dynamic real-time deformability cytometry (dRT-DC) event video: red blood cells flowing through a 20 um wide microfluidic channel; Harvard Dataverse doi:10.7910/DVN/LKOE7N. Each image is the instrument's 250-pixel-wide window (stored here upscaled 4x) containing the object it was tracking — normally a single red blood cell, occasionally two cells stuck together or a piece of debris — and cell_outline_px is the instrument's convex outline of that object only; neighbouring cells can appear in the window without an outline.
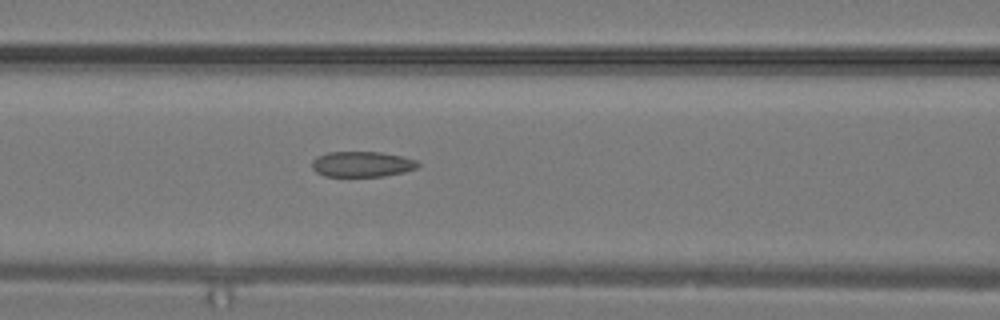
{"species": "common noctule bat (a hibernating species)", "species_latin": "Nyctalus noctula", "temperature_condition": "warm", "stored_images_in_passage": 14, "camera_frame_rate_fps": 3000, "um_per_image_px": 0.085, "animal": {"sex": "male", "body_mass_g": 19.2, "forearm_length_mm": 51.8}, "frame": {"image": 1, "passage_image": 12, "time_ms": 3.667, "image_size_px": [1000, 320], "cell_outline_px": [[420, 164], [416, 168], [404, 172], [384, 176], [324, 176], [316, 172], [312, 168], [312, 160], [316, 156], [328, 152], [380, 152], [400, 156], [416, 160]], "centroid_in_image_um": [30.74, 13.95], "position_along_channel_um": 135.9, "area_um2": 15.72}}
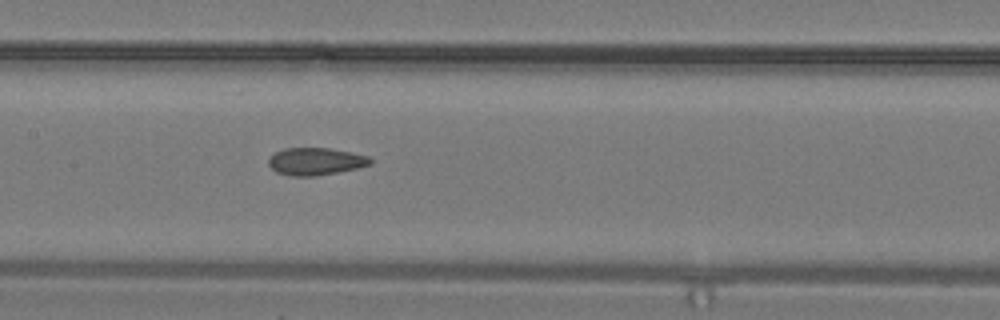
{"frame": {"image": 2, "passage_image": 14, "time_ms": 4.333, "image_size_px": [1000, 320], "cell_outline_px": [[372, 164], [356, 168], [336, 172], [312, 176], [292, 176], [276, 172], [268, 164], [268, 160], [276, 152], [288, 148], [328, 148], [368, 156], [372, 160]], "centroid_in_image_um": [26.82, 13.72], "position_along_channel_um": 180.6, "area_um2": 15.9}}